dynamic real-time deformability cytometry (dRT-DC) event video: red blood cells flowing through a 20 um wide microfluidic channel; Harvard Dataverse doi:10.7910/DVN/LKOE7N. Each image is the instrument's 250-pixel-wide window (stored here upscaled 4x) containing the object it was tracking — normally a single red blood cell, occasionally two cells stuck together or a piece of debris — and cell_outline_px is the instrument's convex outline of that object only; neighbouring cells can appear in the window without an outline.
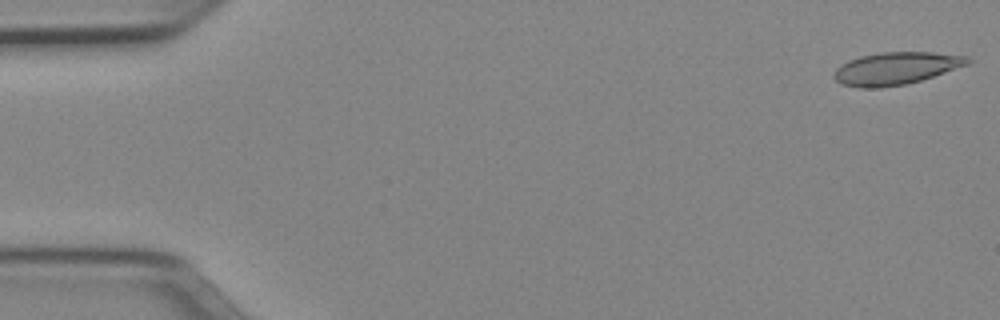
{"species": "Egyptian fruit bat (a non-hibernating species)", "species_latin": "Rousettus aegyptiacus", "temperature_condition": "cold", "stored_images_in_passage": 1, "camera_frame_rate_fps": 3000, "um_per_image_px": 0.085, "animal": {"sex": "female"}, "frame": {"image": 1, "passage_image": 1, "time_ms": 0.0, "image_size_px": [1000, 320], "cell_outline_px": [[944, 68], [928, 76], [912, 80], [892, 84], [856, 84], [876, 56], [940, 56]], "centroid_in_image_um": [76.51, 5.88], "position_along_channel_um": 8.5, "area_um2": 13.24}}